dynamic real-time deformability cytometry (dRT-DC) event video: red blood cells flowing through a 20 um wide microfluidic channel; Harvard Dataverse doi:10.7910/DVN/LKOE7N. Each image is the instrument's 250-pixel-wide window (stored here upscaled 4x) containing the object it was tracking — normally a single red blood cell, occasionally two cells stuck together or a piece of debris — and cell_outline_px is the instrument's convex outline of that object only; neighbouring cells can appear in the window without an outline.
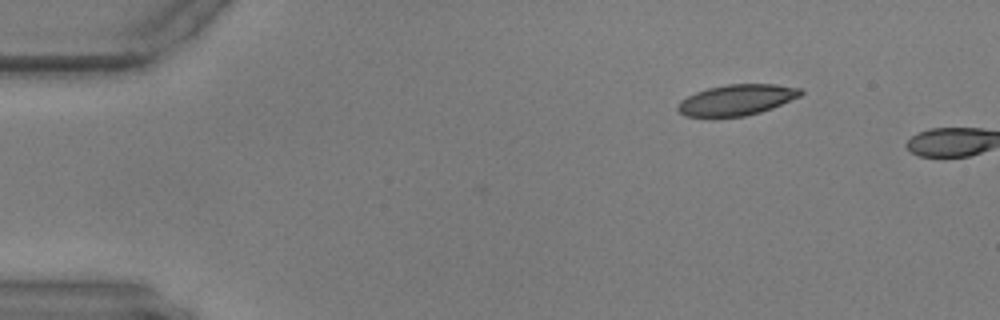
{"species": "common noctule bat (a hibernating species)", "species_latin": "Nyctalus noctula", "temperature_condition": "warm", "stored_images_in_passage": 3, "camera_frame_rate_fps": 3000, "um_per_image_px": 0.085, "animal": {"sex": "male", "body_mass_g": 17.9, "forearm_length_mm": 54.2}, "frame": {"image": 1, "passage_image": 1, "time_ms": 0.0, "image_size_px": [1000, 320], "cell_outline_px": [[804, 92], [800, 96], [772, 108], [760, 112], [744, 116], [688, 116], [680, 112], [676, 108], [676, 104], [680, 100], [696, 92], [708, 88], [728, 84], [776, 84], [800, 88]], "centroid_in_image_um": [62.62, 8.48], "position_along_channel_um": 22.4, "area_um2": 21.85}}